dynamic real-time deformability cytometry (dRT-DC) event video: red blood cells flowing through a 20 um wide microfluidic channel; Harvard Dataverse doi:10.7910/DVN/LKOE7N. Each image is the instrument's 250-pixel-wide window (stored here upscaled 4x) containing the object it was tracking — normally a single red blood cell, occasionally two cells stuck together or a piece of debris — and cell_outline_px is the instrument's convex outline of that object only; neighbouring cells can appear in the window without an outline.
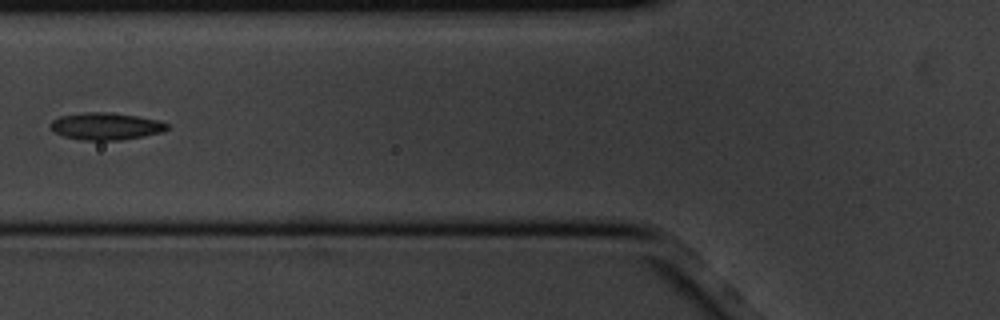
{"species": "common noctule bat (a hibernating species)", "species_latin": "Nyctalus noctula", "temperature_condition": "cold", "stored_images_in_passage": 6, "camera_frame_rate_fps": 3000, "um_per_image_px": 0.085, "animal": {"sex": "male", "body_mass_g": 20.1, "forearm_length_mm": 53.5}, "frame": {"image": 1, "passage_image": 5, "time_ms": 1.333, "image_size_px": [1000, 320], "cell_outline_px": [[168, 128], [164, 132], [144, 136], [120, 140], [80, 140], [64, 136], [52, 132], [48, 128], [48, 124], [52, 120], [60, 116], [84, 112], [112, 112], [160, 120], [168, 124]], "centroid_in_image_um": [8.96, 10.73], "position_along_channel_um": 116.8, "area_um2": 18.79}}
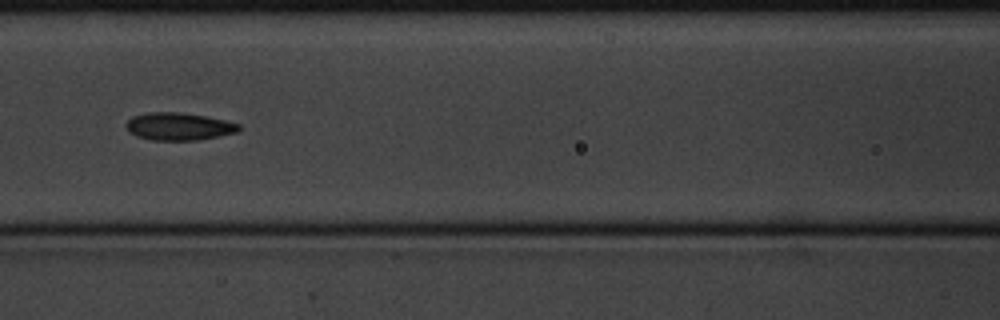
{"frame": {"image": 2, "passage_image": 6, "time_ms": 1.667, "image_size_px": [1000, 320], "cell_outline_px": [[240, 128], [236, 132], [220, 136], [196, 140], [152, 140], [136, 136], [128, 132], [128, 120], [132, 116], [148, 112], [180, 112], [204, 116], [224, 120], [240, 124]], "centroid_in_image_um": [15.19, 10.75], "position_along_channel_um": 151.4, "area_um2": 17.98}}